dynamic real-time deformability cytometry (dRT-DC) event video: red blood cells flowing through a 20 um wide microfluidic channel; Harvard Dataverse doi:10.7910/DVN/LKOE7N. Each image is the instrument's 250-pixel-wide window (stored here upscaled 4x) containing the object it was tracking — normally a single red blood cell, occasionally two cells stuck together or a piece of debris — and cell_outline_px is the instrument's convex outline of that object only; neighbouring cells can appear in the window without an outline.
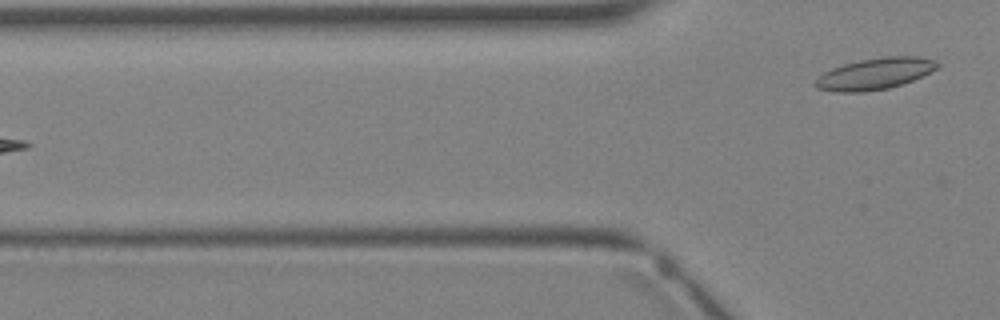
{"species": "Egyptian fruit bat (a non-hibernating species)", "species_latin": "Rousettus aegyptiacus", "temperature_condition": "warm", "stored_images_in_passage": 5, "camera_frame_rate_fps": 3000, "um_per_image_px": 0.085, "animal": {"sex": "female"}, "frame": {"image": 1, "passage_image": 5, "time_ms": 4.667, "image_size_px": [1000, 320], "cell_outline_px": [[940, 64], [936, 68], [912, 80], [888, 88], [864, 92], [836, 92], [816, 88], [816, 80], [824, 72], [832, 68], [844, 64], [860, 60], [888, 56], [920, 56], [932, 60]], "centroid_in_image_um": [74.34, 6.27], "position_along_channel_um": 51.5, "area_um2": 21.91}}